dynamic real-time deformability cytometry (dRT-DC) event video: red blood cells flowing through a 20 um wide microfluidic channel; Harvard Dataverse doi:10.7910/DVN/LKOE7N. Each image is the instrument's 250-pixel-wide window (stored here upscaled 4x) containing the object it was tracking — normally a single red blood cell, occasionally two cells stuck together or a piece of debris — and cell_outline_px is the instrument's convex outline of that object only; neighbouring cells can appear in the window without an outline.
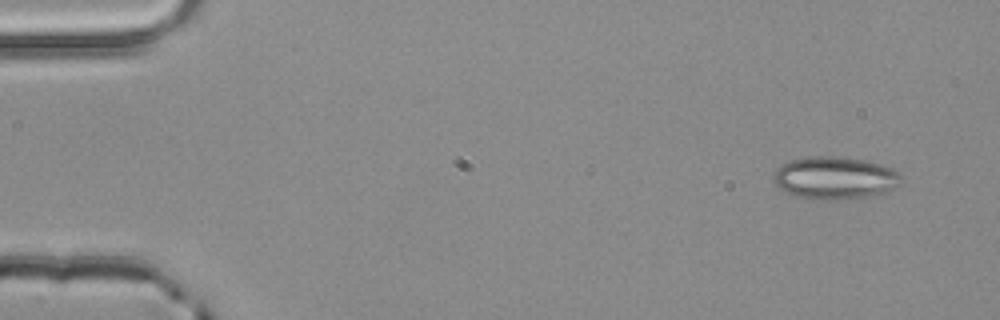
{"species": "common noctule bat (a hibernating species)", "species_latin": "Nyctalus noctula", "temperature_condition": "room temperature", "stored_images_in_passage": 4, "camera_frame_rate_fps": 3000, "um_per_image_px": 0.085, "animal": {"sex": "male", "body_mass_g": 20.4}, "frame": {"image": 1, "passage_image": 1, "time_ms": 0.0, "image_size_px": [1000, 320], "cell_outline_px": [[904, 176], [892, 188], [884, 192], [864, 196], [840, 200], [836, 200], [800, 196], [784, 192], [772, 180], [776, 168], [780, 164], [788, 160], [812, 156], [836, 156], [864, 160], [896, 168]], "centroid_in_image_um": [70.95, 15.09], "position_along_channel_um": 14.1, "area_um2": 31.5}}